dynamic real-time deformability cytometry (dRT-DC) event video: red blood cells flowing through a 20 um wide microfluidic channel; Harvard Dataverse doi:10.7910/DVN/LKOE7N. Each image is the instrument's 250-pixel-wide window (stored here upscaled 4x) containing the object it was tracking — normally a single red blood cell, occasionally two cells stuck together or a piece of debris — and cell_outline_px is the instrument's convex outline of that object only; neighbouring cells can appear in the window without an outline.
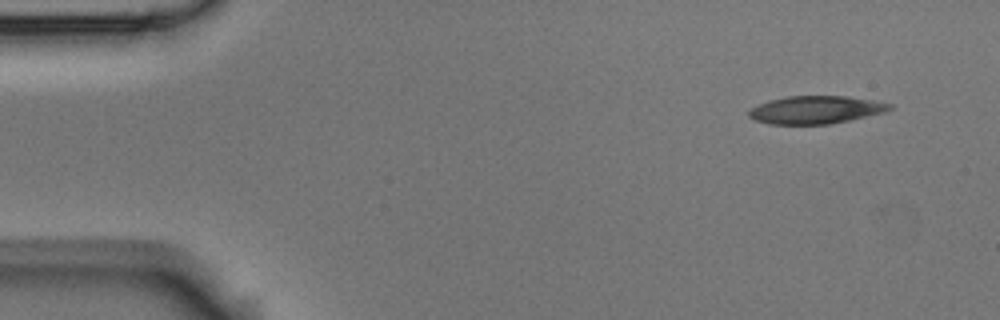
{"species": "Egyptian fruit bat (a non-hibernating species)", "species_latin": "Rousettus aegyptiacus", "temperature_condition": "room temperature", "stored_images_in_passage": 5, "segment_of_instrument_passage": [1, 2], "camera_frame_rate_fps": 3000, "um_per_image_px": 0.085, "animal": {"sex": "male"}, "frame": {"image": 1, "passage_image": 1, "time_ms": 0.0, "image_size_px": [1000, 320], "cell_outline_px": [[892, 108], [884, 112], [848, 120], [828, 124], [768, 124], [756, 120], [748, 116], [748, 112], [752, 108], [768, 100], [788, 96], [848, 96], [872, 100], [892, 104]], "centroid_in_image_um": [69.32, 9.33], "position_along_channel_um": 15.7, "area_um2": 22.6}}
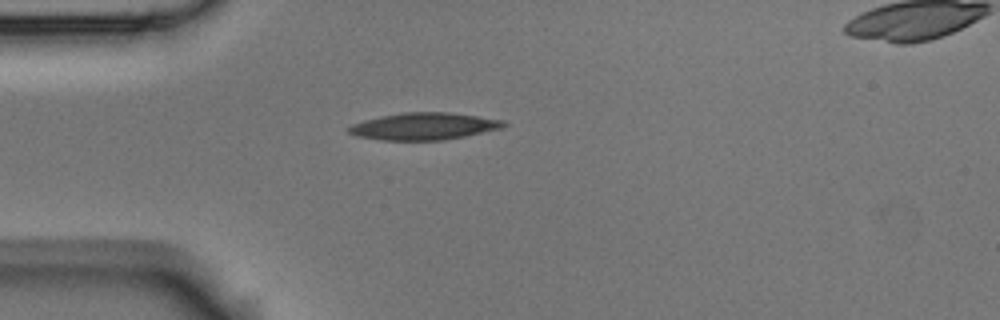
{"frame": {"image": 2, "passage_image": 4, "time_ms": 1.0, "image_size_px": [1000, 320], "cell_outline_px": [[508, 124], [504, 128], [444, 140], [380, 140], [356, 136], [348, 132], [344, 128], [352, 124], [364, 120], [404, 112], [448, 112], [504, 120]], "centroid_in_image_um": [36.03, 10.74], "position_along_channel_um": 49.0, "area_um2": 24.45}}